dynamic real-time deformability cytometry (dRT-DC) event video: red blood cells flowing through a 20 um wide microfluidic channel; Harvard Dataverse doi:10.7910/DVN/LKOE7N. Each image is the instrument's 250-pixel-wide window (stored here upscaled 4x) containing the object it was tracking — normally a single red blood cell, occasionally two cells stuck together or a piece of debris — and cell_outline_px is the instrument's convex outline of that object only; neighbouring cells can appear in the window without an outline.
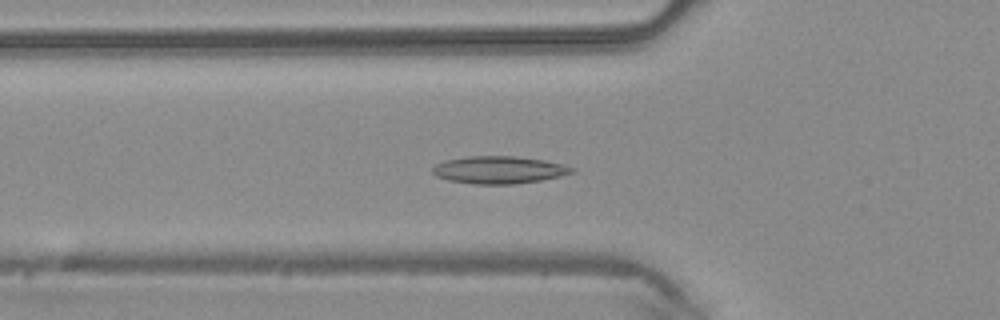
{"species": "common noctule bat (a hibernating species)", "species_latin": "Nyctalus noctula", "temperature_condition": "warm", "stored_images_in_passage": 42, "camera_frame_rate_fps": 3000, "um_per_image_px": 0.085, "animal": {"sex": "male", "body_mass_g": 20.4}, "frame": {"image": 1, "passage_image": 11, "time_ms": 3.333, "image_size_px": [1000, 320], "cell_outline_px": [[576, 172], [560, 176], [540, 180], [512, 184], [472, 184], [448, 180], [436, 176], [432, 172], [432, 168], [436, 164], [444, 160], [468, 156], [516, 156], [544, 160], [564, 164], [576, 168]], "centroid_in_image_um": [42.42, 14.43], "position_along_channel_um": 83.4, "area_um2": 22.43}}
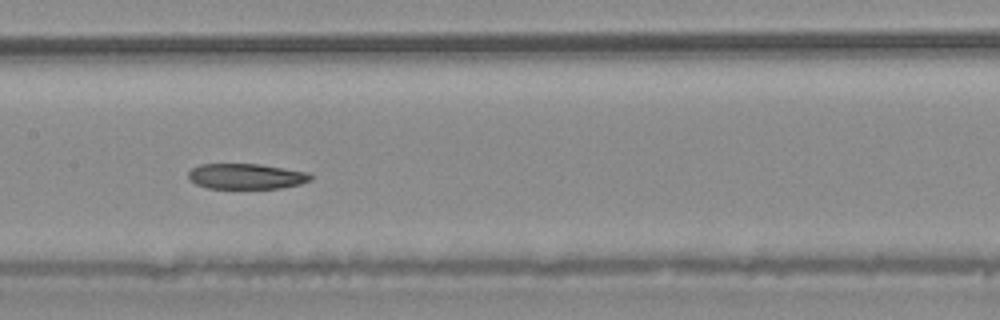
{"frame": {"image": 2, "passage_image": 18, "time_ms": 5.667, "image_size_px": [1000, 320], "cell_outline_px": [[312, 180], [300, 184], [280, 188], [208, 188], [196, 184], [188, 180], [188, 172], [192, 168], [200, 164], [260, 164], [308, 172], [312, 176]], "centroid_in_image_um": [20.91, 14.98], "position_along_channel_um": 186.5, "area_um2": 18.21}}
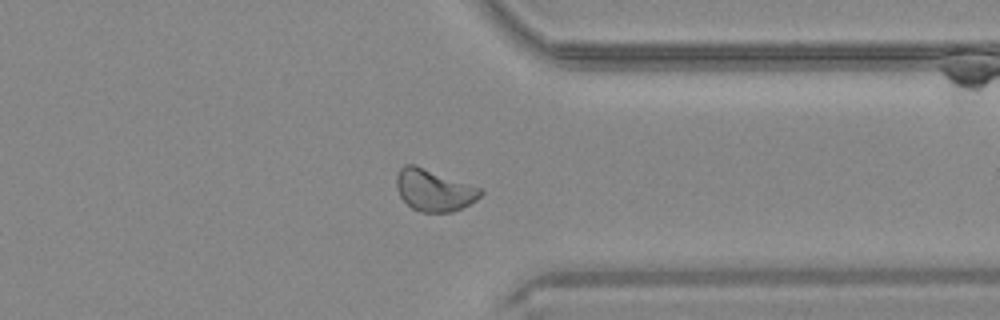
{"frame": {"image": 3, "passage_image": 31, "time_ms": 10.0, "image_size_px": [1000, 320], "cell_outline_px": [[484, 192], [476, 200], [452, 212], [420, 212], [412, 208], [400, 196], [396, 188], [396, 176], [400, 168], [404, 164], [416, 164], [480, 188]], "centroid_in_image_um": [36.85, 16.15], "position_along_channel_um": 374.5, "area_um2": 20.4}}